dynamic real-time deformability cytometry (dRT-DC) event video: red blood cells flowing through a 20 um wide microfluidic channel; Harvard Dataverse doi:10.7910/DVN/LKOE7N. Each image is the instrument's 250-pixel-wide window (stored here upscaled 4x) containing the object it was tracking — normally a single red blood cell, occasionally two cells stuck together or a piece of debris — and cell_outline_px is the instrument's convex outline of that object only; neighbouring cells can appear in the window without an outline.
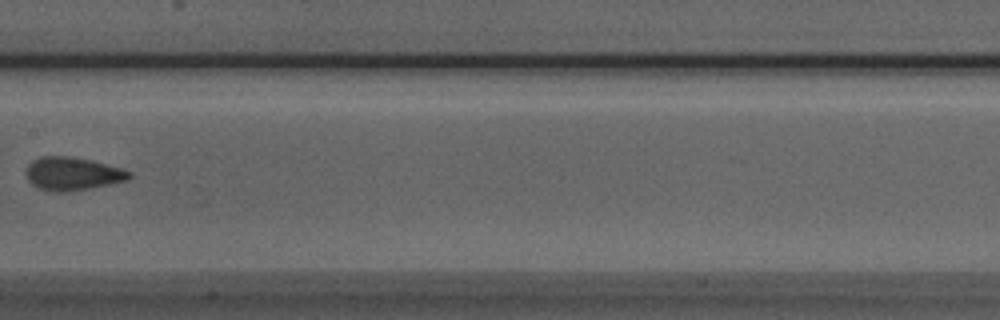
{"species": "Egyptian fruit bat (a non-hibernating species)", "species_latin": "Rousettus aegyptiacus", "temperature_condition": "room temperature", "stored_images_in_passage": 7, "camera_frame_rate_fps": 3000, "um_per_image_px": 0.085, "animal": {"sex": "male"}, "frame": {"image": 1, "passage_image": 7, "time_ms": 2.0, "image_size_px": [1000, 320], "cell_outline_px": [[132, 176], [128, 180], [92, 188], [64, 192], [52, 192], [40, 188], [32, 184], [28, 180], [28, 164], [32, 160], [40, 156], [68, 156], [92, 160], [124, 168], [132, 172]], "centroid_in_image_um": [6.22, 14.76], "position_along_channel_um": 201.2, "area_um2": 20.06}}